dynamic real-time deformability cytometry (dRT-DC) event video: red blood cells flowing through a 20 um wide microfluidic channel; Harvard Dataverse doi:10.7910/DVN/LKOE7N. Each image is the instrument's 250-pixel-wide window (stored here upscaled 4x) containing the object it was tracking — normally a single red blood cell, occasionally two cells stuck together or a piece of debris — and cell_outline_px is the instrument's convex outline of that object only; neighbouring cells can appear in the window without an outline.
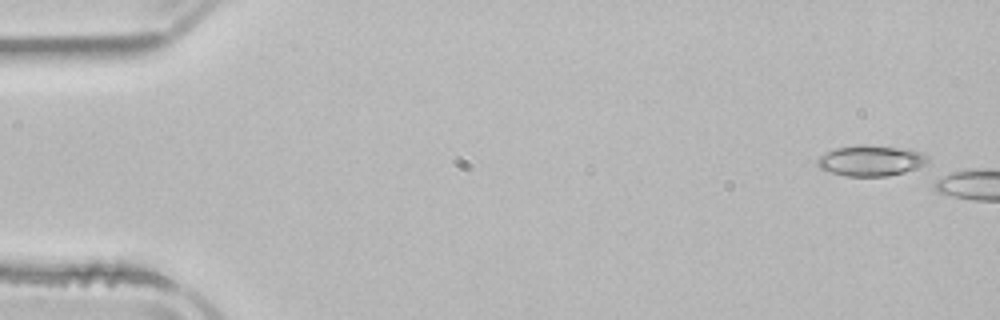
{"species": "common noctule bat (a hibernating species)", "species_latin": "Nyctalus noctula", "temperature_condition": "room temperature", "stored_images_in_passage": 5, "camera_frame_rate_fps": 3000, "um_per_image_px": 0.085, "animal": {"sex": "male", "body_mass_g": 21.5, "forearm_length_mm": 52.0}, "frame": {"image": 1, "passage_image": 1, "time_ms": 0.0, "image_size_px": [1000, 320], "cell_outline_px": [[928, 168], [888, 176], [844, 176], [820, 168], [816, 160], [820, 156], [836, 148], [860, 144], [864, 144], [908, 148], [924, 152], [928, 156]], "centroid_in_image_um": [74.17, 13.65], "position_along_channel_um": 10.8, "area_um2": 20.4}}